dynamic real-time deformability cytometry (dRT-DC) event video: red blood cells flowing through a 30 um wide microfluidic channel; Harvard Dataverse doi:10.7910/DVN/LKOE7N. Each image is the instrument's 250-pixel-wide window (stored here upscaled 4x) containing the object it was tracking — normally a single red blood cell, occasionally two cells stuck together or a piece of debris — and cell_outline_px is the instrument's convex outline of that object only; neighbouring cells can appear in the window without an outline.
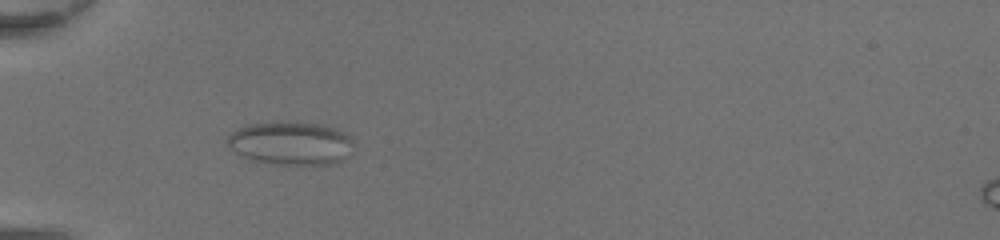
{"species": "common noctule bat (a hibernating species)", "species_latin": "Nyctalus noctula", "temperature_condition": "room temperature", "stored_images_in_passage": 51, "camera_frame_rate_fps": 3000, "um_per_image_px": 0.085, "animal": {"sex": "female", "body_mass_g": 20.0, "forearm_length_mm": 54.0}, "frame": {"image": 1, "passage_image": 19, "time_ms": 6.0, "image_size_px": [1000, 240], "cell_outline_px": [[356, 144], [352, 152], [344, 160], [332, 164], [272, 164], [256, 160], [244, 156], [236, 152], [224, 140], [232, 132], [248, 124], [296, 120], [324, 124], [336, 128], [352, 136]], "centroid_in_image_um": [24.82, 12.14], "position_along_channel_um": 60.2, "area_um2": 32.54}}
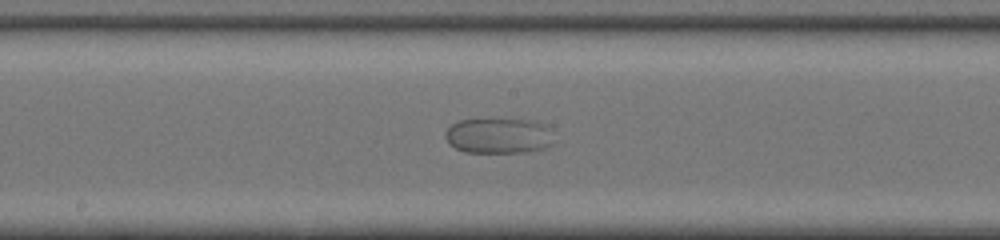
{"frame": {"image": 2, "passage_image": 30, "time_ms": 9.667, "image_size_px": [1000, 240], "cell_outline_px": [[552, 144], [544, 148], [524, 152], [464, 152], [448, 144], [444, 136], [444, 132], [452, 124], [460, 120], [536, 120], [544, 124], [548, 128]], "centroid_in_image_um": [42.33, 11.55], "position_along_channel_um": 205.9, "area_um2": 22.2}}
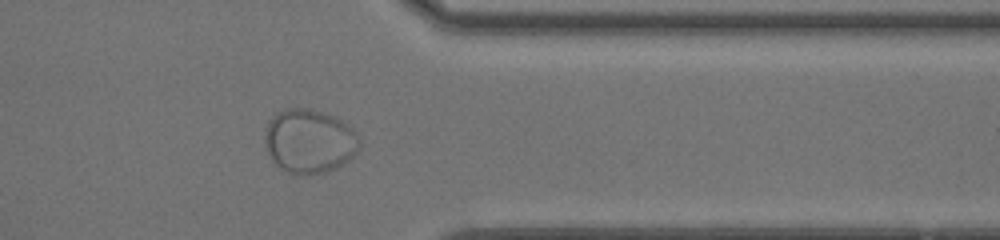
{"frame": {"image": 3, "passage_image": 43, "time_ms": 14.0, "image_size_px": [1000, 240], "cell_outline_px": [[360, 144], [356, 152], [348, 160], [336, 168], [328, 172], [300, 176], [288, 172], [276, 164], [272, 160], [264, 148], [264, 132], [268, 120], [276, 112], [284, 108], [308, 108], [332, 116], [348, 124], [356, 132], [360, 140]], "centroid_in_image_um": [26.25, 12.0], "position_along_channel_um": 385.2, "area_um2": 35.72}}